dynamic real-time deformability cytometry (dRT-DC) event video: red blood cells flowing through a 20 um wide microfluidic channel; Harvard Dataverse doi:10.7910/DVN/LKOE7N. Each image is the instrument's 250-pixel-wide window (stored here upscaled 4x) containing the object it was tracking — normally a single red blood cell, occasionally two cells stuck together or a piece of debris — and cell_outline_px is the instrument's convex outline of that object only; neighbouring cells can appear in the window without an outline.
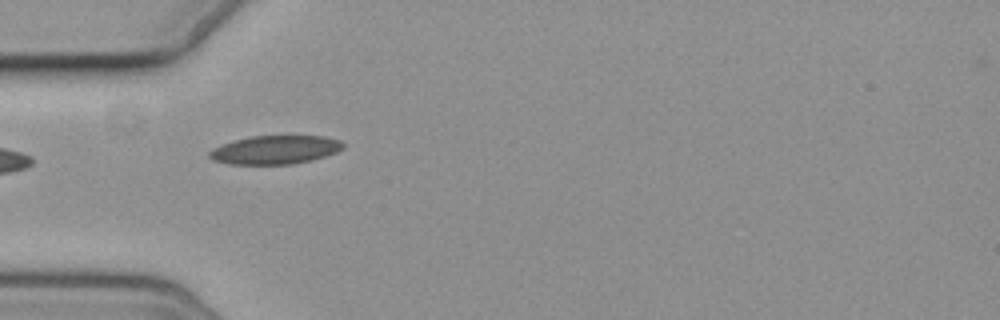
{"species": "common noctule bat (a hibernating species)", "species_latin": "Nyctalus noctula", "temperature_condition": "cold", "stored_images_in_passage": 9, "camera_frame_rate_fps": 3000, "um_per_image_px": 0.085, "animal": {"sex": "female", "body_mass_g": 19.3, "forearm_length_mm": 54.1}, "frame": {"image": 1, "passage_image": 6, "time_ms": 5.667, "image_size_px": [1000, 320], "cell_outline_px": [[344, 148], [336, 152], [312, 160], [292, 164], [228, 164], [212, 160], [208, 156], [208, 152], [212, 148], [236, 140], [252, 136], [324, 136], [340, 140], [344, 144]], "centroid_in_image_um": [23.38, 12.74], "position_along_channel_um": 61.6, "area_um2": 22.2}}
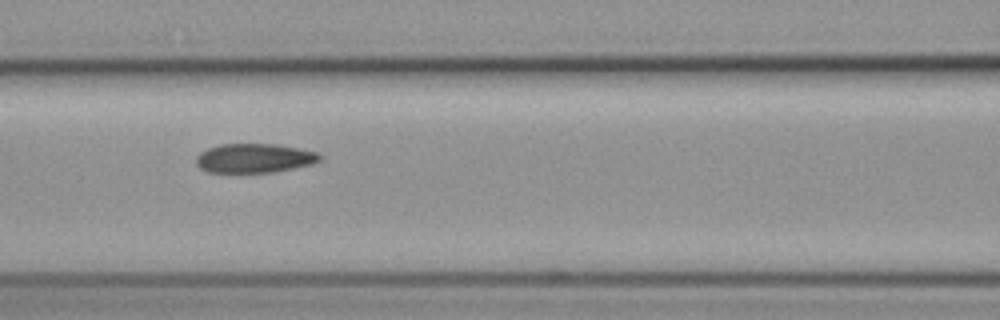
{"frame": {"image": 2, "passage_image": 8, "time_ms": 8.0, "image_size_px": [1000, 320], "cell_outline_px": [[324, 156], [320, 160], [312, 164], [272, 172], [208, 172], [200, 168], [196, 164], [196, 156], [200, 152], [208, 148], [220, 144], [276, 144], [316, 152]], "centroid_in_image_um": [21.6, 13.44], "position_along_channel_um": 145.0, "area_um2": 20.92}}
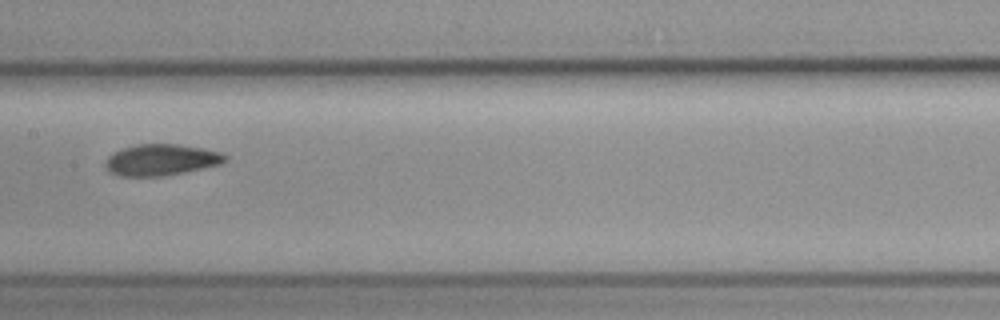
{"frame": {"image": 3, "passage_image": 9, "time_ms": 9.333, "image_size_px": [1000, 320], "cell_outline_px": [[228, 160], [220, 164], [184, 172], [164, 176], [120, 176], [108, 172], [104, 164], [108, 156], [112, 152], [136, 144], [176, 144], [204, 148], [220, 152], [228, 156]], "centroid_in_image_um": [13.68, 13.59], "position_along_channel_um": 193.7, "area_um2": 21.96}}